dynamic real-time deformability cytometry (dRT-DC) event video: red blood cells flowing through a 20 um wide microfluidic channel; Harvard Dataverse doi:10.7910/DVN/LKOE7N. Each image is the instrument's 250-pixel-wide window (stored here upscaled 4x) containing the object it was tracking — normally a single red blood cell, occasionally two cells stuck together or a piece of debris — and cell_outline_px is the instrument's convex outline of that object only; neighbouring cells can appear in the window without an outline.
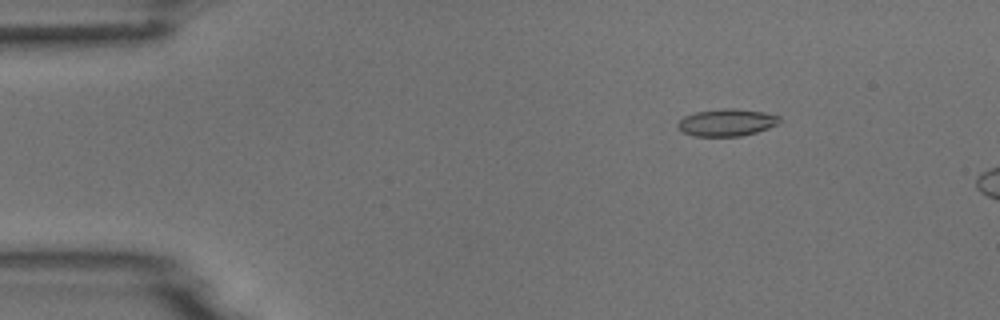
{"species": "common noctule bat (a hibernating species)", "species_latin": "Nyctalus noctula", "temperature_condition": "room temperature", "stored_images_in_passage": 13, "camera_frame_rate_fps": 3000, "um_per_image_px": 0.085, "animal": {"sex": "male", "body_mass_g": 18.8}, "frame": {"image": 1, "passage_image": 8, "time_ms": 2.333, "image_size_px": [1000, 320], "cell_outline_px": [[780, 120], [776, 124], [768, 128], [756, 132], [740, 136], [692, 136], [684, 132], [676, 124], [684, 116], [696, 112], [724, 108], [732, 108], [764, 112], [780, 116]], "centroid_in_image_um": [61.76, 10.41], "position_along_channel_um": 23.2, "area_um2": 15.95}}